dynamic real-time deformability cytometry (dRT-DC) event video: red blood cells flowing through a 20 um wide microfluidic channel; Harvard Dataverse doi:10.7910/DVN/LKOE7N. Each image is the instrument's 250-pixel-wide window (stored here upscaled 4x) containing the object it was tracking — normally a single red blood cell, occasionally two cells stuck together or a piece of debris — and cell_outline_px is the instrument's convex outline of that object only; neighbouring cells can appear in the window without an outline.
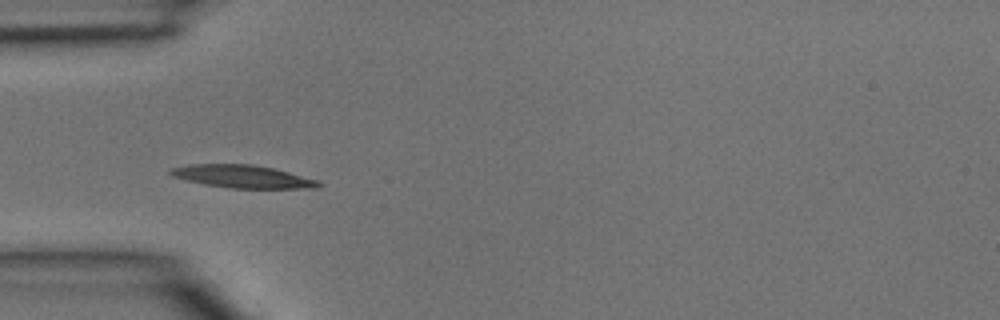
{"species": "common noctule bat (a hibernating species)", "species_latin": "Nyctalus noctula", "temperature_condition": "room temperature", "stored_images_in_passage": 3, "camera_frame_rate_fps": 3000, "um_per_image_px": 0.085, "animal": {"sex": "male", "body_mass_g": 15.6}, "frame": {"image": 1, "passage_image": 2, "time_ms": 0.333, "image_size_px": [1000, 320], "cell_outline_px": [[324, 184], [320, 188], [232, 188], [204, 184], [184, 180], [172, 176], [168, 172], [172, 168], [188, 164], [252, 164], [272, 168], [320, 180]], "centroid_in_image_um": [20.65, 15.0], "position_along_channel_um": 64.4, "area_um2": 19.77}}
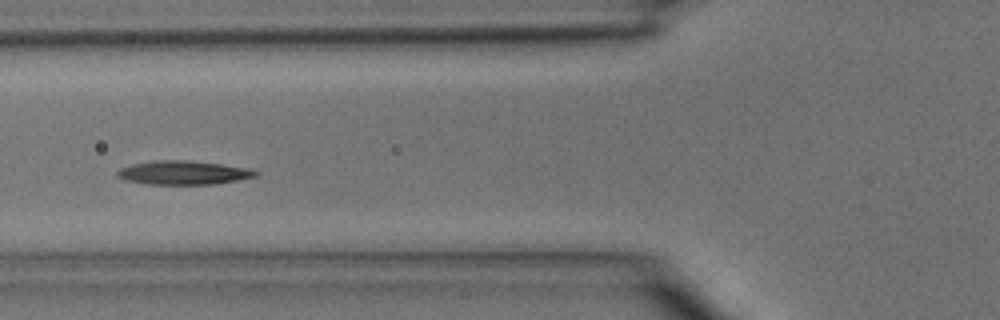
{"frame": {"image": 2, "passage_image": 3, "time_ms": 0.667, "image_size_px": [1000, 320], "cell_outline_px": [[260, 172], [256, 176], [216, 184], [148, 184], [128, 180], [116, 176], [116, 172], [120, 168], [132, 164], [156, 160], [188, 160], [220, 164], [248, 168]], "centroid_in_image_um": [15.58, 14.67], "position_along_channel_um": 110.2, "area_um2": 19.02}}